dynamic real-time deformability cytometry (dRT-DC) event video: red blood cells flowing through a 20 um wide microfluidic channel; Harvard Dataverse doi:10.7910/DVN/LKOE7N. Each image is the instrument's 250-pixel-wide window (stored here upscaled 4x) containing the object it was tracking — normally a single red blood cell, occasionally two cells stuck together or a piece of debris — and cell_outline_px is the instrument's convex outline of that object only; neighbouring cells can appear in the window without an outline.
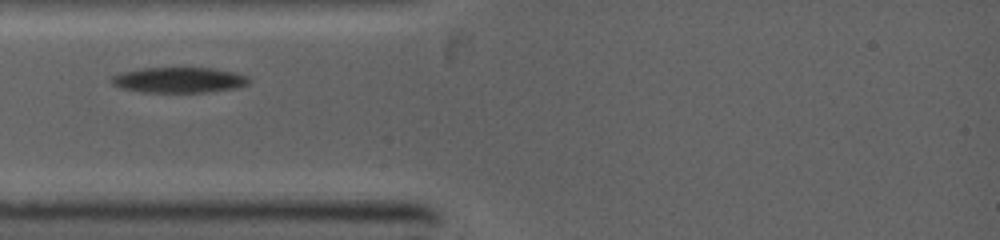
{"species": "common noctule bat (a hibernating species)", "species_latin": "Nyctalus noctula", "temperature_condition": "warm", "stored_images_in_passage": 20, "camera_frame_rate_fps": 5000, "um_per_image_px": 0.085, "animal": {"sex": "female", "body_mass_g": 19.0, "forearm_length_mm": 53.3}, "frame": {"image": 1, "passage_image": 1, "time_ms": 0.0, "image_size_px": [1000, 240], "cell_outline_px": [[248, 84], [236, 88], [204, 92], [140, 92], [120, 88], [112, 84], [108, 80], [112, 76], [120, 72], [140, 68], [212, 68], [232, 72], [248, 76]], "centroid_in_image_um": [15.13, 6.8], "position_along_channel_um": 69.9, "area_um2": 20.46}}
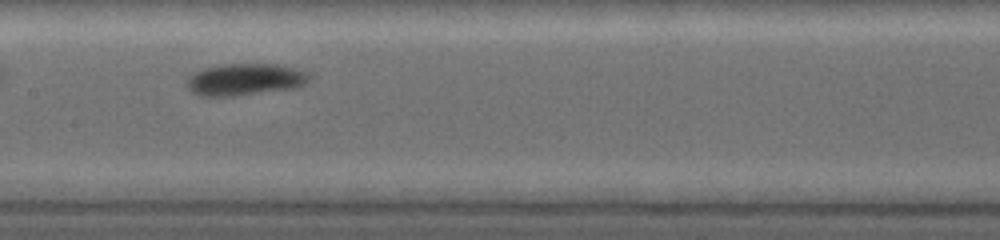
{"frame": {"image": 2, "passage_image": 8, "time_ms": 2.6, "image_size_px": [1000, 240], "cell_outline_px": [[312, 76], [304, 84], [296, 88], [232, 96], [200, 96], [192, 92], [184, 84], [188, 76], [204, 68], [224, 64], [284, 64], [308, 72]], "centroid_in_image_um": [20.84, 6.75], "position_along_channel_um": 186.6, "area_um2": 23.0}}
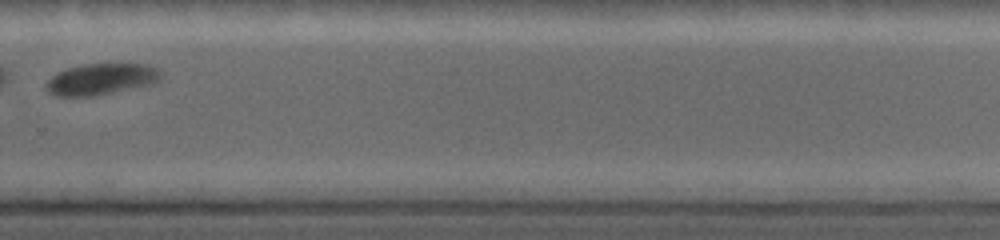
{"frame": {"image": 3, "passage_image": 16, "time_ms": 5.6, "image_size_px": [1000, 240], "cell_outline_px": [[164, 76], [160, 80], [152, 84], [92, 96], [56, 96], [48, 92], [44, 84], [52, 76], [68, 68], [84, 64], [148, 64], [156, 68]], "centroid_in_image_um": [8.61, 6.73], "position_along_channel_um": 321.2, "area_um2": 20.81}}